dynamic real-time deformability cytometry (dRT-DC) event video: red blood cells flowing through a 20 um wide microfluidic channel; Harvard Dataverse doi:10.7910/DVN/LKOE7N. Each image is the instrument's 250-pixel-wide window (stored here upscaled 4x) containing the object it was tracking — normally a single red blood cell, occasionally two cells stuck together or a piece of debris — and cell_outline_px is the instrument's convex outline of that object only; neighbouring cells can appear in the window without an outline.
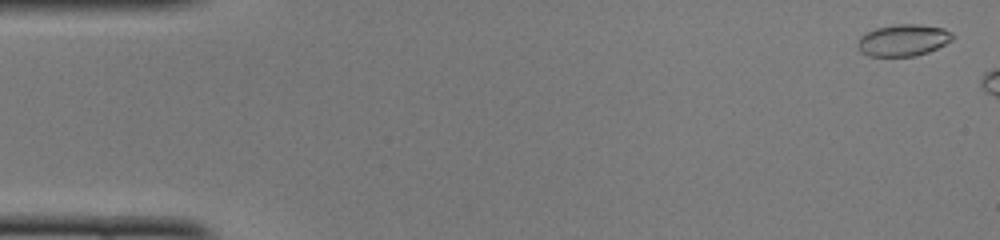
{"species": "common noctule bat (a hibernating species)", "species_latin": "Nyctalus noctula", "temperature_condition": "cold", "stored_images_in_passage": 6, "camera_frame_rate_fps": 3000, "um_per_image_px": 0.085, "animal": {"sex": "female", "body_mass_g": 22.0, "forearm_length_mm": 56.7}, "frame": {"image": 1, "passage_image": 2, "time_ms": 0.333, "image_size_px": [1000, 240], "cell_outline_px": [[952, 40], [928, 52], [916, 56], [868, 56], [860, 52], [856, 44], [860, 36], [876, 28], [896, 24], [920, 24], [944, 28], [952, 32]], "centroid_in_image_um": [76.75, 3.42], "position_along_channel_um": 8.3, "area_um2": 17.57}}